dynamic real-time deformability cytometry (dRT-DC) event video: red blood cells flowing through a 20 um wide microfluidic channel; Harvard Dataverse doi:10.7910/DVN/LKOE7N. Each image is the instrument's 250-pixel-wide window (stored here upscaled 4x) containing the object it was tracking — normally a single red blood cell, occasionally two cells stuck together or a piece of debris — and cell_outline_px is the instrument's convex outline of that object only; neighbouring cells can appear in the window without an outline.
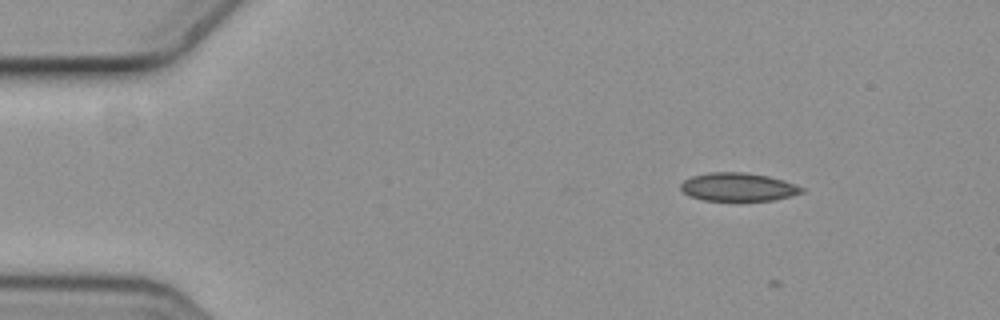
{"species": "common noctule bat (a hibernating species)", "species_latin": "Nyctalus noctula", "temperature_condition": "cold", "stored_images_in_passage": 5, "camera_frame_rate_fps": 3000, "um_per_image_px": 0.085, "animal": {"sex": "female", "body_mass_g": 19.3, "forearm_length_mm": 54.1}, "frame": {"image": 1, "passage_image": 1, "time_ms": 0.0, "image_size_px": [1000, 320], "cell_outline_px": [[804, 192], [792, 196], [772, 200], [704, 200], [688, 196], [680, 188], [680, 184], [684, 180], [692, 176], [708, 172], [744, 172], [768, 176], [784, 180], [804, 188]], "centroid_in_image_um": [62.73, 15.89], "position_along_channel_um": 22.3, "area_um2": 19.94}}
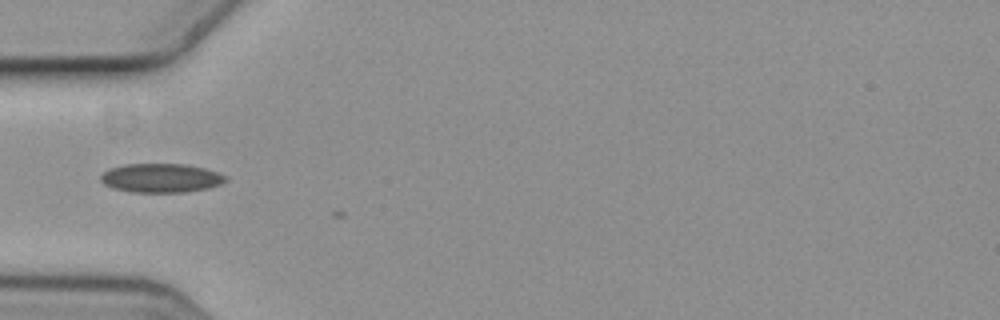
{"frame": {"image": 2, "passage_image": 4, "time_ms": 1.0, "image_size_px": [1000, 320], "cell_outline_px": [[228, 180], [220, 184], [208, 188], [184, 192], [132, 192], [112, 188], [104, 184], [100, 180], [100, 176], [104, 172], [112, 168], [128, 164], [184, 164], [204, 168], [228, 176]], "centroid_in_image_um": [13.7, 15.13], "position_along_channel_um": 71.3, "area_um2": 20.98}}